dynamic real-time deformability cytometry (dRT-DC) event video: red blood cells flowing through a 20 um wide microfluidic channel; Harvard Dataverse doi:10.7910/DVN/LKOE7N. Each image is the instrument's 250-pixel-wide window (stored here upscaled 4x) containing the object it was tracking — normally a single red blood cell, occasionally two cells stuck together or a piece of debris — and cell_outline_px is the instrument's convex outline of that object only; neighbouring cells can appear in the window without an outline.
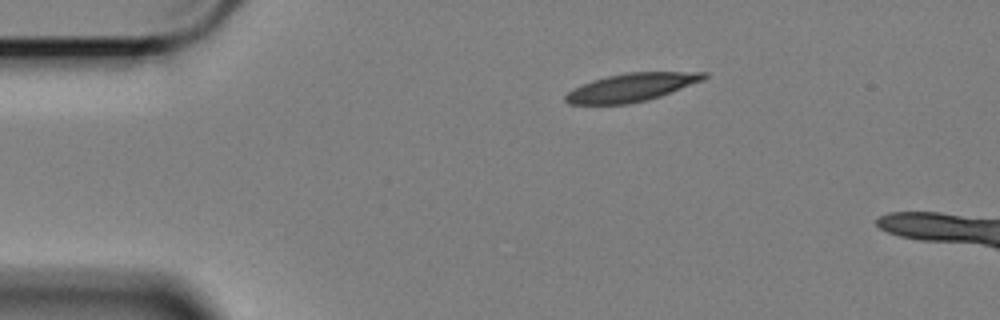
{"species": "Egyptian fruit bat (a non-hibernating species)", "species_latin": "Rousettus aegyptiacus", "temperature_condition": "cold", "stored_images_in_passage": 6, "camera_frame_rate_fps": 3000, "um_per_image_px": 0.085, "animal": {"sex": "female"}, "frame": {"image": 1, "passage_image": 1, "time_ms": 0.0, "image_size_px": [1000, 320], "cell_outline_px": [[708, 76], [704, 80], [660, 96], [648, 100], [628, 104], [568, 104], [564, 100], [564, 96], [572, 88], [592, 80], [608, 76], [628, 72], [708, 72]], "centroid_in_image_um": [53.66, 7.43], "position_along_channel_um": 31.3, "area_um2": 22.72}}